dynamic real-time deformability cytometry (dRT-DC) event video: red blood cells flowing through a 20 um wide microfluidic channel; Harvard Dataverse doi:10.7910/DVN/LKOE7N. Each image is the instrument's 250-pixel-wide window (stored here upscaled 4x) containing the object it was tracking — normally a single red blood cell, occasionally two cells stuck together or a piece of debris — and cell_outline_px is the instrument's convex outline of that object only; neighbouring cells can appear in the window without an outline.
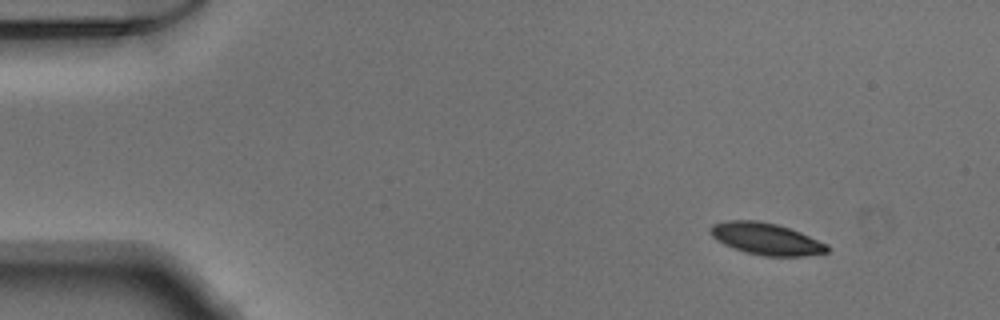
{"species": "Egyptian fruit bat (a non-hibernating species)", "species_latin": "Rousettus aegyptiacus", "temperature_condition": "warm", "stored_images_in_passage": 47, "camera_frame_rate_fps": 3000, "um_per_image_px": 0.085, "animal": {"sex": "male"}, "frame": {"image": 1, "passage_image": 1, "time_ms": 0.0, "image_size_px": [1000, 320], "cell_outline_px": [[828, 252], [804, 256], [764, 256], [744, 252], [724, 244], [716, 240], [708, 232], [708, 228], [712, 224], [728, 220], [760, 220], [776, 224], [800, 232], [828, 244]], "centroid_in_image_um": [65.08, 20.29], "position_along_channel_um": 19.9, "area_um2": 21.79}}
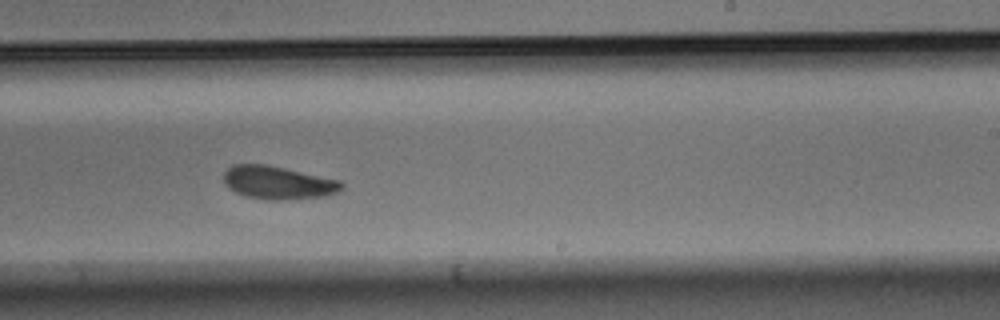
{"frame": {"image": 2, "passage_image": 27, "time_ms": 8.667, "image_size_px": [1000, 320], "cell_outline_px": [[344, 188], [336, 192], [324, 196], [280, 200], [268, 200], [244, 196], [228, 188], [224, 184], [224, 172], [232, 164], [264, 164], [284, 168], [340, 180], [344, 184]], "centroid_in_image_um": [23.6, 15.52], "position_along_channel_um": 265.4, "area_um2": 22.72}}
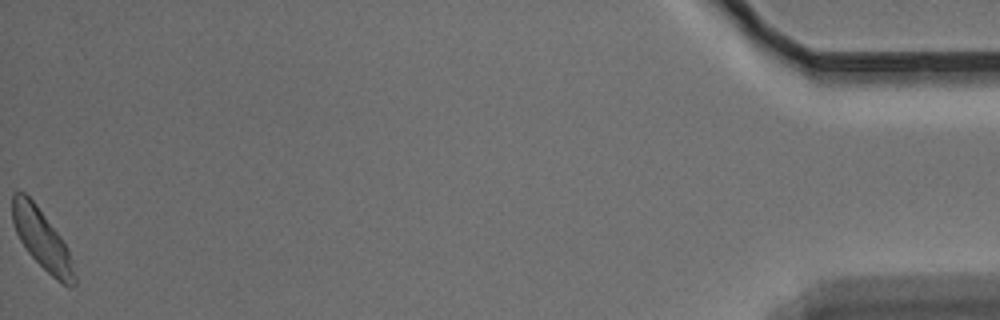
{"frame": {"image": 3, "passage_image": 47, "time_ms": 15.333, "image_size_px": [1000, 320], "cell_outline_px": [[76, 284], [72, 288], [68, 288], [56, 280], [28, 252], [20, 240], [16, 232], [12, 220], [12, 192], [24, 192], [36, 204], [60, 236], [68, 248], [72, 260], [76, 276]], "centroid_in_image_um": [3.59, 20.38], "position_along_channel_um": 431.6, "area_um2": 21.56}}